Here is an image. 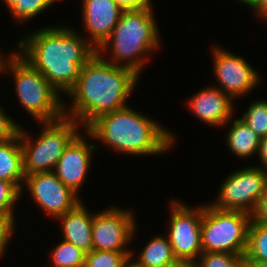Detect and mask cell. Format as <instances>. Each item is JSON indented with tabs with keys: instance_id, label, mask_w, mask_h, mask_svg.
Returning a JSON list of instances; mask_svg holds the SVG:
<instances>
[{
	"instance_id": "obj_1",
	"label": "cell",
	"mask_w": 267,
	"mask_h": 267,
	"mask_svg": "<svg viewBox=\"0 0 267 267\" xmlns=\"http://www.w3.org/2000/svg\"><path fill=\"white\" fill-rule=\"evenodd\" d=\"M17 47V53L63 94L74 88L81 68L97 51L69 26L34 31L21 39Z\"/></svg>"
},
{
	"instance_id": "obj_2",
	"label": "cell",
	"mask_w": 267,
	"mask_h": 267,
	"mask_svg": "<svg viewBox=\"0 0 267 267\" xmlns=\"http://www.w3.org/2000/svg\"><path fill=\"white\" fill-rule=\"evenodd\" d=\"M97 51L81 68L78 81L67 94L72 99V107L65 117L75 120L85 128L96 117L119 110L136 88L139 80L133 70L109 63Z\"/></svg>"
},
{
	"instance_id": "obj_3",
	"label": "cell",
	"mask_w": 267,
	"mask_h": 267,
	"mask_svg": "<svg viewBox=\"0 0 267 267\" xmlns=\"http://www.w3.org/2000/svg\"><path fill=\"white\" fill-rule=\"evenodd\" d=\"M84 131L88 138L99 140L124 155L164 154L175 141L172 131L128 105L96 117Z\"/></svg>"
},
{
	"instance_id": "obj_4",
	"label": "cell",
	"mask_w": 267,
	"mask_h": 267,
	"mask_svg": "<svg viewBox=\"0 0 267 267\" xmlns=\"http://www.w3.org/2000/svg\"><path fill=\"white\" fill-rule=\"evenodd\" d=\"M159 34L153 9L123 11L111 36L97 52L104 56L112 49L109 52L112 56L105 60L127 67L140 76L142 67L149 60V52L154 53L162 43Z\"/></svg>"
},
{
	"instance_id": "obj_5",
	"label": "cell",
	"mask_w": 267,
	"mask_h": 267,
	"mask_svg": "<svg viewBox=\"0 0 267 267\" xmlns=\"http://www.w3.org/2000/svg\"><path fill=\"white\" fill-rule=\"evenodd\" d=\"M3 73L13 75L19 102L37 122H52L65 116L60 93L17 52L4 58Z\"/></svg>"
},
{
	"instance_id": "obj_6",
	"label": "cell",
	"mask_w": 267,
	"mask_h": 267,
	"mask_svg": "<svg viewBox=\"0 0 267 267\" xmlns=\"http://www.w3.org/2000/svg\"><path fill=\"white\" fill-rule=\"evenodd\" d=\"M43 129L36 140H31L20 126L18 131L23 152L24 174L53 171L69 143L80 133L75 120L62 117L52 122H41Z\"/></svg>"
},
{
	"instance_id": "obj_7",
	"label": "cell",
	"mask_w": 267,
	"mask_h": 267,
	"mask_svg": "<svg viewBox=\"0 0 267 267\" xmlns=\"http://www.w3.org/2000/svg\"><path fill=\"white\" fill-rule=\"evenodd\" d=\"M251 214L203 205L201 247L203 252L245 255Z\"/></svg>"
},
{
	"instance_id": "obj_8",
	"label": "cell",
	"mask_w": 267,
	"mask_h": 267,
	"mask_svg": "<svg viewBox=\"0 0 267 267\" xmlns=\"http://www.w3.org/2000/svg\"><path fill=\"white\" fill-rule=\"evenodd\" d=\"M267 186V171L259 167H246L231 173L223 181L216 201L217 209L242 211L252 214Z\"/></svg>"
},
{
	"instance_id": "obj_9",
	"label": "cell",
	"mask_w": 267,
	"mask_h": 267,
	"mask_svg": "<svg viewBox=\"0 0 267 267\" xmlns=\"http://www.w3.org/2000/svg\"><path fill=\"white\" fill-rule=\"evenodd\" d=\"M167 231L174 256L180 262H195L202 254L201 223L203 205L192 208L177 200L170 202Z\"/></svg>"
},
{
	"instance_id": "obj_10",
	"label": "cell",
	"mask_w": 267,
	"mask_h": 267,
	"mask_svg": "<svg viewBox=\"0 0 267 267\" xmlns=\"http://www.w3.org/2000/svg\"><path fill=\"white\" fill-rule=\"evenodd\" d=\"M134 212L116 205L93 214L92 243L94 250L133 252L127 246L135 237ZM127 244V245H126Z\"/></svg>"
},
{
	"instance_id": "obj_11",
	"label": "cell",
	"mask_w": 267,
	"mask_h": 267,
	"mask_svg": "<svg viewBox=\"0 0 267 267\" xmlns=\"http://www.w3.org/2000/svg\"><path fill=\"white\" fill-rule=\"evenodd\" d=\"M213 74L219 89L233 99L246 96L260 83V73L244 57L229 50L212 46Z\"/></svg>"
},
{
	"instance_id": "obj_12",
	"label": "cell",
	"mask_w": 267,
	"mask_h": 267,
	"mask_svg": "<svg viewBox=\"0 0 267 267\" xmlns=\"http://www.w3.org/2000/svg\"><path fill=\"white\" fill-rule=\"evenodd\" d=\"M24 187L33 201L54 219L81 202L80 196L60 181L53 171L26 175L22 191Z\"/></svg>"
},
{
	"instance_id": "obj_13",
	"label": "cell",
	"mask_w": 267,
	"mask_h": 267,
	"mask_svg": "<svg viewBox=\"0 0 267 267\" xmlns=\"http://www.w3.org/2000/svg\"><path fill=\"white\" fill-rule=\"evenodd\" d=\"M80 134L65 148L53 170L60 181L78 195L91 167L92 152L97 148L95 143L87 142V138Z\"/></svg>"
},
{
	"instance_id": "obj_14",
	"label": "cell",
	"mask_w": 267,
	"mask_h": 267,
	"mask_svg": "<svg viewBox=\"0 0 267 267\" xmlns=\"http://www.w3.org/2000/svg\"><path fill=\"white\" fill-rule=\"evenodd\" d=\"M82 2L83 24L90 34L87 35L86 40L98 50L111 36L123 10L114 0H83Z\"/></svg>"
},
{
	"instance_id": "obj_15",
	"label": "cell",
	"mask_w": 267,
	"mask_h": 267,
	"mask_svg": "<svg viewBox=\"0 0 267 267\" xmlns=\"http://www.w3.org/2000/svg\"><path fill=\"white\" fill-rule=\"evenodd\" d=\"M233 98L216 85L207 86L187 100L192 113L205 124L220 127L229 124L235 113Z\"/></svg>"
},
{
	"instance_id": "obj_16",
	"label": "cell",
	"mask_w": 267,
	"mask_h": 267,
	"mask_svg": "<svg viewBox=\"0 0 267 267\" xmlns=\"http://www.w3.org/2000/svg\"><path fill=\"white\" fill-rule=\"evenodd\" d=\"M56 219L62 224V240L74 244L86 254L93 250V213L87 210L82 201L75 208Z\"/></svg>"
},
{
	"instance_id": "obj_17",
	"label": "cell",
	"mask_w": 267,
	"mask_h": 267,
	"mask_svg": "<svg viewBox=\"0 0 267 267\" xmlns=\"http://www.w3.org/2000/svg\"><path fill=\"white\" fill-rule=\"evenodd\" d=\"M0 179L13 183L23 195L25 174L19 133L14 138L0 143Z\"/></svg>"
},
{
	"instance_id": "obj_18",
	"label": "cell",
	"mask_w": 267,
	"mask_h": 267,
	"mask_svg": "<svg viewBox=\"0 0 267 267\" xmlns=\"http://www.w3.org/2000/svg\"><path fill=\"white\" fill-rule=\"evenodd\" d=\"M228 130L226 145L236 157L248 158L258 153L260 137L244 120L235 119Z\"/></svg>"
},
{
	"instance_id": "obj_19",
	"label": "cell",
	"mask_w": 267,
	"mask_h": 267,
	"mask_svg": "<svg viewBox=\"0 0 267 267\" xmlns=\"http://www.w3.org/2000/svg\"><path fill=\"white\" fill-rule=\"evenodd\" d=\"M131 259L138 267H171L179 262L174 256L168 236L162 235L151 239L135 257L136 260Z\"/></svg>"
},
{
	"instance_id": "obj_20",
	"label": "cell",
	"mask_w": 267,
	"mask_h": 267,
	"mask_svg": "<svg viewBox=\"0 0 267 267\" xmlns=\"http://www.w3.org/2000/svg\"><path fill=\"white\" fill-rule=\"evenodd\" d=\"M245 260L267 262V224L251 218L248 227Z\"/></svg>"
},
{
	"instance_id": "obj_21",
	"label": "cell",
	"mask_w": 267,
	"mask_h": 267,
	"mask_svg": "<svg viewBox=\"0 0 267 267\" xmlns=\"http://www.w3.org/2000/svg\"><path fill=\"white\" fill-rule=\"evenodd\" d=\"M57 0H4L9 13L16 19L17 23L26 22L34 19L37 15L42 13L51 4Z\"/></svg>"
},
{
	"instance_id": "obj_22",
	"label": "cell",
	"mask_w": 267,
	"mask_h": 267,
	"mask_svg": "<svg viewBox=\"0 0 267 267\" xmlns=\"http://www.w3.org/2000/svg\"><path fill=\"white\" fill-rule=\"evenodd\" d=\"M51 267H84L86 253L74 244L62 240L50 252Z\"/></svg>"
},
{
	"instance_id": "obj_23",
	"label": "cell",
	"mask_w": 267,
	"mask_h": 267,
	"mask_svg": "<svg viewBox=\"0 0 267 267\" xmlns=\"http://www.w3.org/2000/svg\"><path fill=\"white\" fill-rule=\"evenodd\" d=\"M134 252L92 250L86 254L84 267H123Z\"/></svg>"
},
{
	"instance_id": "obj_24",
	"label": "cell",
	"mask_w": 267,
	"mask_h": 267,
	"mask_svg": "<svg viewBox=\"0 0 267 267\" xmlns=\"http://www.w3.org/2000/svg\"><path fill=\"white\" fill-rule=\"evenodd\" d=\"M242 120L260 137L267 136V100L253 101L243 113Z\"/></svg>"
},
{
	"instance_id": "obj_25",
	"label": "cell",
	"mask_w": 267,
	"mask_h": 267,
	"mask_svg": "<svg viewBox=\"0 0 267 267\" xmlns=\"http://www.w3.org/2000/svg\"><path fill=\"white\" fill-rule=\"evenodd\" d=\"M194 263L196 267H245V255L202 252Z\"/></svg>"
},
{
	"instance_id": "obj_26",
	"label": "cell",
	"mask_w": 267,
	"mask_h": 267,
	"mask_svg": "<svg viewBox=\"0 0 267 267\" xmlns=\"http://www.w3.org/2000/svg\"><path fill=\"white\" fill-rule=\"evenodd\" d=\"M20 195L21 191L13 183L0 179V212L15 218L13 209Z\"/></svg>"
},
{
	"instance_id": "obj_27",
	"label": "cell",
	"mask_w": 267,
	"mask_h": 267,
	"mask_svg": "<svg viewBox=\"0 0 267 267\" xmlns=\"http://www.w3.org/2000/svg\"><path fill=\"white\" fill-rule=\"evenodd\" d=\"M15 218L11 214L0 212V257L5 254L9 240L15 232Z\"/></svg>"
},
{
	"instance_id": "obj_28",
	"label": "cell",
	"mask_w": 267,
	"mask_h": 267,
	"mask_svg": "<svg viewBox=\"0 0 267 267\" xmlns=\"http://www.w3.org/2000/svg\"><path fill=\"white\" fill-rule=\"evenodd\" d=\"M20 126L0 106V143L14 138L18 134Z\"/></svg>"
},
{
	"instance_id": "obj_29",
	"label": "cell",
	"mask_w": 267,
	"mask_h": 267,
	"mask_svg": "<svg viewBox=\"0 0 267 267\" xmlns=\"http://www.w3.org/2000/svg\"><path fill=\"white\" fill-rule=\"evenodd\" d=\"M117 5L123 10H136V9H153L152 0H114Z\"/></svg>"
},
{
	"instance_id": "obj_30",
	"label": "cell",
	"mask_w": 267,
	"mask_h": 267,
	"mask_svg": "<svg viewBox=\"0 0 267 267\" xmlns=\"http://www.w3.org/2000/svg\"><path fill=\"white\" fill-rule=\"evenodd\" d=\"M254 221H259L267 224V186L260 197L255 211L251 214Z\"/></svg>"
},
{
	"instance_id": "obj_31",
	"label": "cell",
	"mask_w": 267,
	"mask_h": 267,
	"mask_svg": "<svg viewBox=\"0 0 267 267\" xmlns=\"http://www.w3.org/2000/svg\"><path fill=\"white\" fill-rule=\"evenodd\" d=\"M259 154L260 163L262 164L263 170L267 171V136L260 138L259 150L257 155Z\"/></svg>"
},
{
	"instance_id": "obj_32",
	"label": "cell",
	"mask_w": 267,
	"mask_h": 267,
	"mask_svg": "<svg viewBox=\"0 0 267 267\" xmlns=\"http://www.w3.org/2000/svg\"><path fill=\"white\" fill-rule=\"evenodd\" d=\"M260 19L267 20V0H259L257 7L253 10Z\"/></svg>"
},
{
	"instance_id": "obj_33",
	"label": "cell",
	"mask_w": 267,
	"mask_h": 267,
	"mask_svg": "<svg viewBox=\"0 0 267 267\" xmlns=\"http://www.w3.org/2000/svg\"><path fill=\"white\" fill-rule=\"evenodd\" d=\"M245 267H267V262L259 260H245Z\"/></svg>"
},
{
	"instance_id": "obj_34",
	"label": "cell",
	"mask_w": 267,
	"mask_h": 267,
	"mask_svg": "<svg viewBox=\"0 0 267 267\" xmlns=\"http://www.w3.org/2000/svg\"><path fill=\"white\" fill-rule=\"evenodd\" d=\"M236 1H239L240 3L242 2L243 4H246L252 10H254L259 3V0H236Z\"/></svg>"
},
{
	"instance_id": "obj_35",
	"label": "cell",
	"mask_w": 267,
	"mask_h": 267,
	"mask_svg": "<svg viewBox=\"0 0 267 267\" xmlns=\"http://www.w3.org/2000/svg\"><path fill=\"white\" fill-rule=\"evenodd\" d=\"M171 267H196L194 262H178L177 264Z\"/></svg>"
},
{
	"instance_id": "obj_36",
	"label": "cell",
	"mask_w": 267,
	"mask_h": 267,
	"mask_svg": "<svg viewBox=\"0 0 267 267\" xmlns=\"http://www.w3.org/2000/svg\"><path fill=\"white\" fill-rule=\"evenodd\" d=\"M123 267H138L130 258Z\"/></svg>"
},
{
	"instance_id": "obj_37",
	"label": "cell",
	"mask_w": 267,
	"mask_h": 267,
	"mask_svg": "<svg viewBox=\"0 0 267 267\" xmlns=\"http://www.w3.org/2000/svg\"><path fill=\"white\" fill-rule=\"evenodd\" d=\"M3 68H4V59H0V73L3 74Z\"/></svg>"
}]
</instances>
